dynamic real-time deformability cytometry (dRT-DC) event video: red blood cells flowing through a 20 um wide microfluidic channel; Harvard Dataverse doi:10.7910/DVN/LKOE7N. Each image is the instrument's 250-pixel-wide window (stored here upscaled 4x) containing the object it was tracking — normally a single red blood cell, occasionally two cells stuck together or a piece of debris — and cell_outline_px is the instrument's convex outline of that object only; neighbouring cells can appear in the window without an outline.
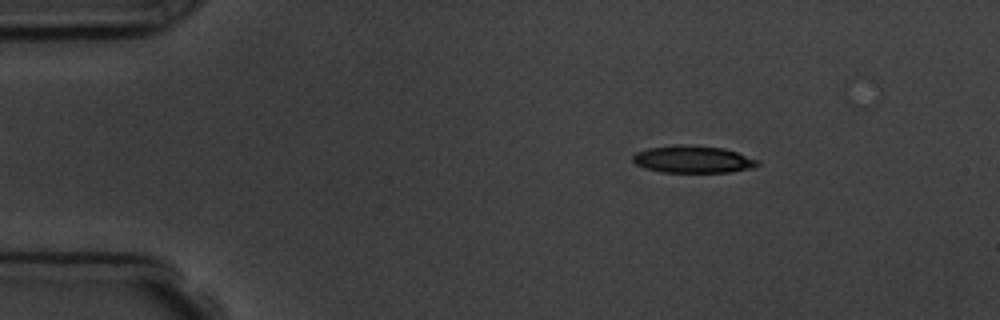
{"species": "common noctule bat (a hibernating species)", "species_latin": "Nyctalus noctula", "temperature_condition": "room temperature", "stored_images_in_passage": 4, "camera_frame_rate_fps": 3000, "um_per_image_px": 0.085, "animal": {"sex": "male", "body_mass_g": 19.5, "forearm_length_mm": 54.6}, "frame": {"image": 1, "passage_image": 2, "time_ms": 1.333, "image_size_px": [1000, 320], "cell_outline_px": [[760, 164], [752, 168], [732, 172], [660, 172], [644, 168], [636, 164], [632, 160], [632, 156], [636, 152], [648, 148], [676, 144], [680, 144], [724, 148], [760, 160]], "centroid_in_image_um": [58.89, 13.54], "position_along_channel_um": 26.1, "area_um2": 19.94}}